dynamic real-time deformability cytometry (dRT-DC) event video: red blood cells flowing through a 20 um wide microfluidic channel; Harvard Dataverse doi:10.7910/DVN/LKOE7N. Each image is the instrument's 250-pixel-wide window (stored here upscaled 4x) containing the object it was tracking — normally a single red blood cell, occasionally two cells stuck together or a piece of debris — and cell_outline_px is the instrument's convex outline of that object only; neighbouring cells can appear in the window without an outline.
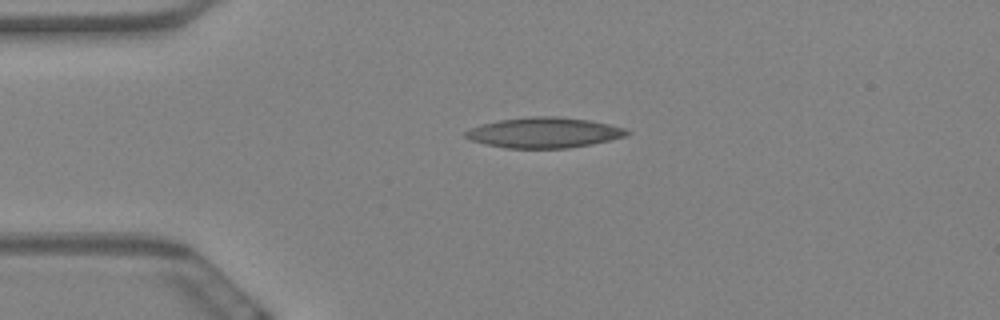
{"species": "Egyptian fruit bat (a non-hibernating species)", "species_latin": "Rousettus aegyptiacus", "temperature_condition": "warm", "stored_images_in_passage": 40, "camera_frame_rate_fps": 3000, "um_per_image_px": 0.085, "animal": {"sex": "female"}, "frame": {"image": 1, "passage_image": 1, "time_ms": 0.0, "image_size_px": [1000, 320], "cell_outline_px": [[632, 132], [628, 136], [568, 148], [504, 148], [472, 140], [464, 136], [464, 132], [472, 128], [484, 124], [500, 120], [528, 116], [560, 116], [588, 120], [608, 124], [624, 128]], "centroid_in_image_um": [46.27, 11.27], "position_along_channel_um": 38.7, "area_um2": 28.32}}
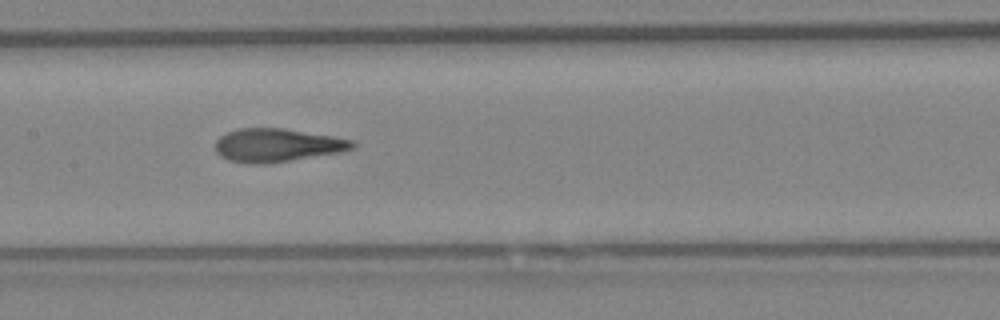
{"frame": {"image": 2, "passage_image": 16, "time_ms": 5.0, "image_size_px": [1000, 320], "cell_outline_px": [[356, 144], [352, 148], [340, 152], [264, 164], [248, 164], [228, 160], [220, 156], [216, 152], [216, 140], [220, 136], [228, 132], [240, 128], [284, 128], [332, 136], [352, 140]], "centroid_in_image_um": [23.51, 12.34], "position_along_channel_um": 183.9, "area_um2": 26.41}}
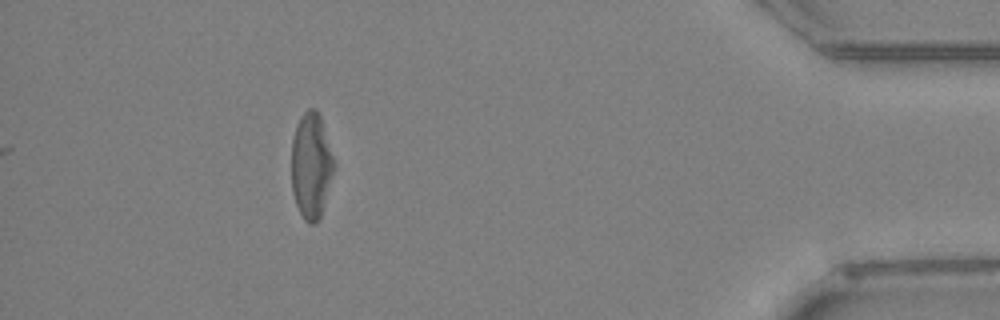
{"frame": {"image": 3, "passage_image": 40, "time_ms": 13.0, "image_size_px": [1000, 320], "cell_outline_px": [[336, 168], [320, 216], [316, 224], [308, 224], [304, 220], [296, 204], [292, 192], [292, 140], [296, 124], [300, 116], [308, 108], [316, 108], [320, 116], [336, 164]], "centroid_in_image_um": [26.46, 14.08], "position_along_channel_um": 408.7, "area_um2": 26.47}, "authors_computed_cell_mechanics": {"area_um2": 26.588, "velocity_mm_per_s": 3.4954, "shape_relaxation_time_tau1_ms": 11.0256, "shape_relaxation_time_tau2_ms": 2.0829, "deformation_change_tau1": 0.257, "deformation_change_tau2": 0.1154}}